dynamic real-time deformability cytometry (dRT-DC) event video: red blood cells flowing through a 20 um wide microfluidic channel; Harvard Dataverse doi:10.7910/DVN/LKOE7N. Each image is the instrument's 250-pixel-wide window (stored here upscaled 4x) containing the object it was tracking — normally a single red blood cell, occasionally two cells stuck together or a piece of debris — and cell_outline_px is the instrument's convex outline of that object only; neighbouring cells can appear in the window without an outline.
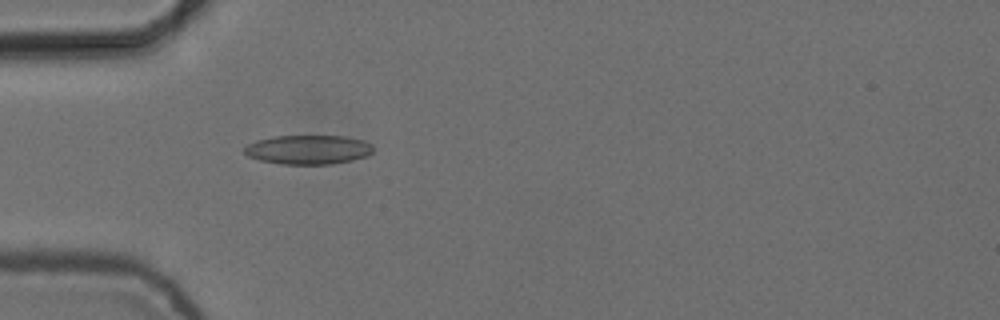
{"species": "common noctule bat (a hibernating species)", "species_latin": "Nyctalus noctula", "temperature_condition": "cold", "stored_images_in_passage": 4, "camera_frame_rate_fps": 3000, "um_per_image_px": 0.085, "animal": {"sex": "female", "body_mass_g": 24.6, "forearm_length_mm": 56.2}, "frame": {"image": 1, "passage_image": 4, "time_ms": 1.0, "image_size_px": [1000, 320], "cell_outline_px": [[376, 148], [368, 156], [352, 160], [332, 164], [280, 164], [260, 160], [248, 156], [244, 152], [244, 148], [248, 144], [256, 140], [272, 136], [344, 136], [364, 140], [372, 144]], "centroid_in_image_um": [26.23, 12.71], "position_along_channel_um": 58.8, "area_um2": 22.14}}